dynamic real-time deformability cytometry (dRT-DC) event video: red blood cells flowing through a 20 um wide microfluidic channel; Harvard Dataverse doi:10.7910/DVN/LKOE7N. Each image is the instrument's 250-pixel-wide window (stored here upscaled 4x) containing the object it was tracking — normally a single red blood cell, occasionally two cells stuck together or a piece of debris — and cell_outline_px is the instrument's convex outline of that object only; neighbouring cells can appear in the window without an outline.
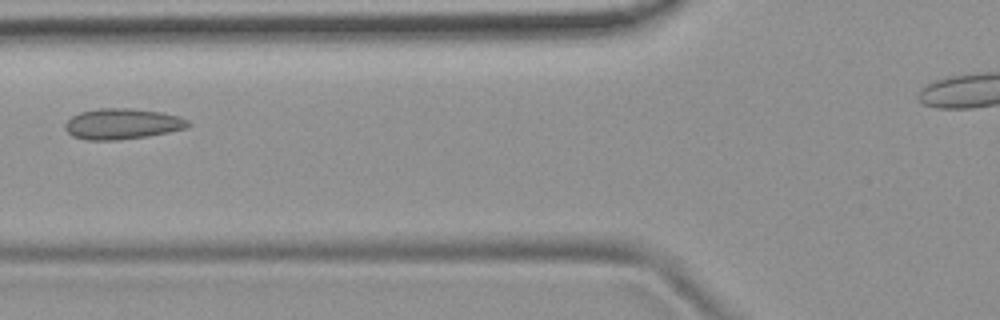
{"species": "common noctule bat (a hibernating species)", "species_latin": "Nyctalus noctula", "temperature_condition": "room temperature", "stored_images_in_passage": 8, "segment_of_instrument_passage": [1, 2], "camera_frame_rate_fps": 3000, "um_per_image_px": 0.085, "animal": {"sex": "female", "body_mass_g": 19.9}, "frame": {"image": 1, "passage_image": 6, "time_ms": 6.667, "image_size_px": [1000, 320], "cell_outline_px": [[192, 124], [184, 128], [168, 132], [148, 136], [116, 140], [88, 140], [72, 136], [64, 128], [64, 124], [72, 116], [80, 112], [100, 108], [132, 108], [160, 112], [176, 116], [188, 120]], "centroid_in_image_um": [10.36, 10.53], "position_along_channel_um": 115.4, "area_um2": 21.91}}
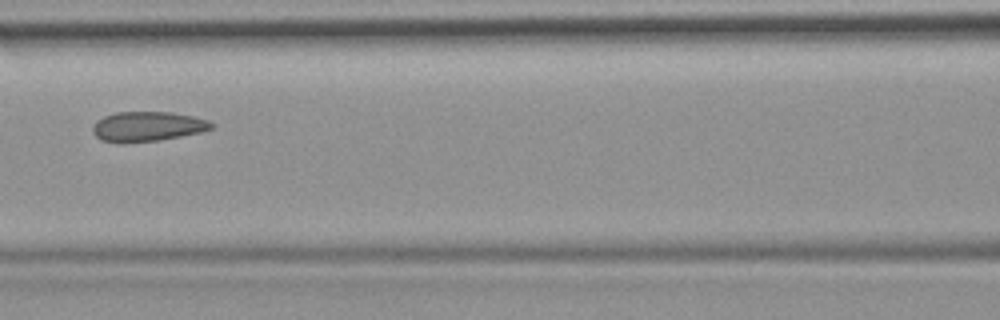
{"frame": {"image": 2, "passage_image": 7, "time_ms": 7.667, "image_size_px": [1000, 320], "cell_outline_px": [[212, 128], [200, 132], [180, 136], [156, 140], [100, 140], [92, 132], [92, 128], [96, 120], [104, 116], [116, 112], [172, 112], [192, 116], [208, 120], [212, 124]], "centroid_in_image_um": [12.54, 10.7], "position_along_channel_um": 154.1, "area_um2": 19.83}}